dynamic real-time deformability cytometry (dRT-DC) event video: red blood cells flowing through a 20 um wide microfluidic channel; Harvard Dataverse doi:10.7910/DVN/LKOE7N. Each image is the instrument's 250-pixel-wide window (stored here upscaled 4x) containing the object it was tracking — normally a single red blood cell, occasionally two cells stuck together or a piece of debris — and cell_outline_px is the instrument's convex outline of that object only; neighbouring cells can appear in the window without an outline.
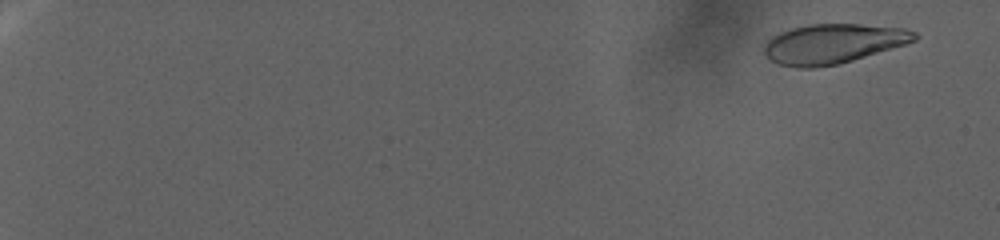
{"species": "human", "species_latin": "Homo sapiens", "temperature_condition": "warm", "stored_images_in_passage": 104, "camera_frame_rate_fps": 3000, "um_per_image_px": 0.085, "donor": {"sex": "female"}, "frame": {"image": 1, "passage_image": 7, "time_ms": 2.0, "image_size_px": [1000, 240], "cell_outline_px": [[920, 36], [916, 40], [908, 44], [840, 64], [812, 68], [796, 68], [780, 64], [772, 60], [764, 52], [764, 44], [772, 36], [780, 32], [792, 28], [808, 24], [860, 24], [904, 28], [916, 32]], "centroid_in_image_um": [70.85, 3.72], "position_along_channel_um": 14.1, "area_um2": 34.97}}
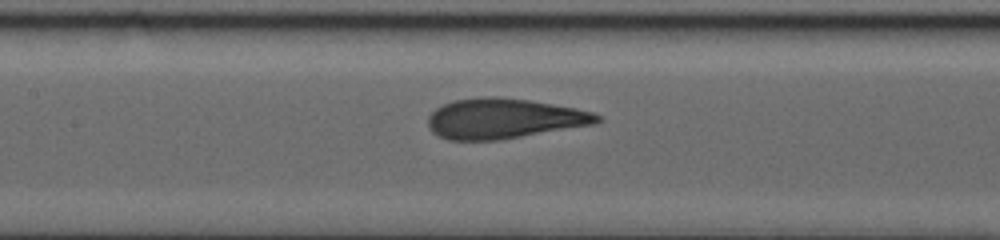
{"frame": {"image": 2, "passage_image": 59, "time_ms": 19.333, "image_size_px": [1000, 240], "cell_outline_px": [[604, 120], [596, 124], [500, 140], [448, 140], [432, 132], [428, 128], [428, 116], [436, 108], [444, 104], [456, 100], [484, 96], [496, 96], [528, 100], [576, 108], [592, 112], [600, 116]], "centroid_in_image_um": [42.84, 10.08], "position_along_channel_um": 164.6, "area_um2": 39.65}}
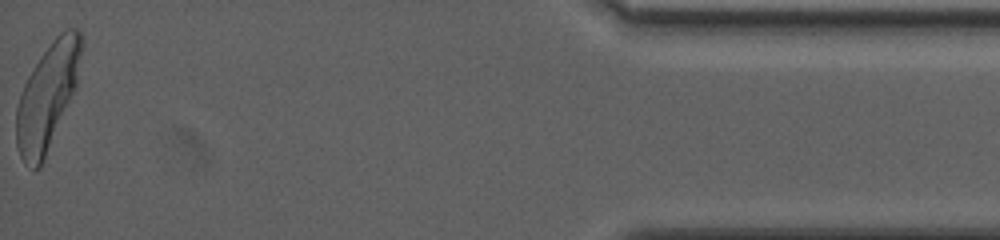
{"frame": {"image": 3, "passage_image": 104, "time_ms": 34.333, "image_size_px": [1000, 240], "cell_outline_px": [[84, 44], [76, 84], [40, 168], [32, 168], [24, 164], [20, 156], [16, 144], [16, 108], [24, 84], [32, 68], [40, 56], [52, 40], [60, 32], [68, 28], [76, 28], [84, 32]], "centroid_in_image_um": [4.04, 8.12], "position_along_channel_um": 431.2, "area_um2": 39.88}}